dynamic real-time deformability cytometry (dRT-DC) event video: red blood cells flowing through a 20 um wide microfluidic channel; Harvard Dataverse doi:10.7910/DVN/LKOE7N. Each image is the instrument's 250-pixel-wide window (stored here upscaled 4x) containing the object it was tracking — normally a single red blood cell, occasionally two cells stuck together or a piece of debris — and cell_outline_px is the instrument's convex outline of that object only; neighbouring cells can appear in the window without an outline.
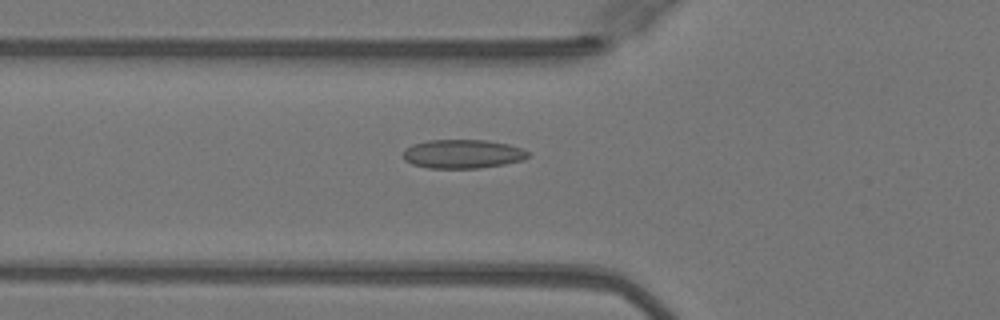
{"species": "Egyptian fruit bat (a non-hibernating species)", "species_latin": "Rousettus aegyptiacus", "temperature_condition": "warm", "stored_images_in_passage": 32, "camera_frame_rate_fps": 3000, "um_per_image_px": 0.085, "animal": {"sex": "female"}, "frame": {"image": 1, "passage_image": 8, "time_ms": 2.333, "image_size_px": [1000, 320], "cell_outline_px": [[528, 156], [524, 160], [504, 164], [480, 168], [428, 168], [412, 164], [404, 160], [404, 148], [412, 144], [428, 140], [484, 140], [508, 144], [520, 148], [528, 152]], "centroid_in_image_um": [39.29, 13.09], "position_along_channel_um": 86.5, "area_um2": 20.98}}
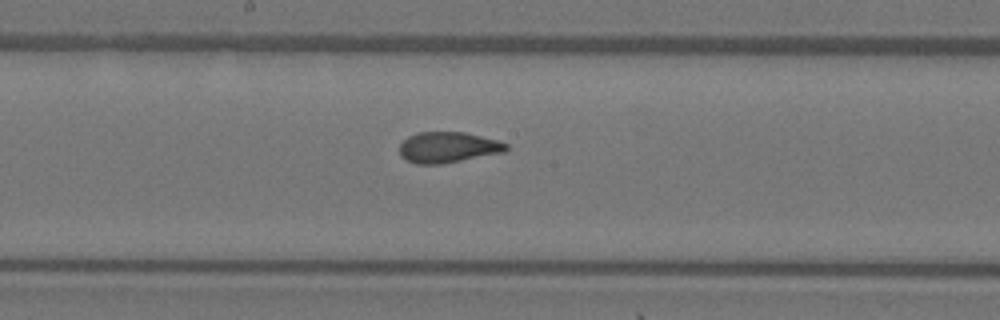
{"frame": {"image": 2, "passage_image": 17, "time_ms": 5.333, "image_size_px": [1000, 320], "cell_outline_px": [[508, 148], [504, 152], [440, 164], [416, 164], [400, 156], [400, 144], [408, 136], [416, 132], [464, 132], [496, 140], [508, 144]], "centroid_in_image_um": [38.05, 12.52], "position_along_channel_um": 210.2, "area_um2": 18.96}}
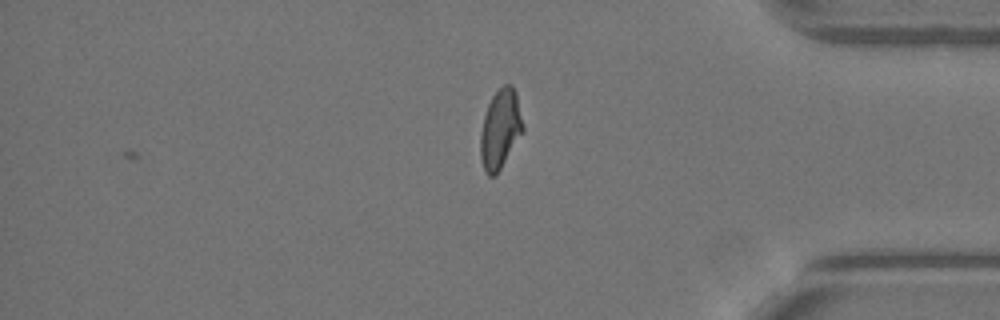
{"frame": {"image": 3, "passage_image": 32, "time_ms": 10.333, "image_size_px": [1000, 320], "cell_outline_px": [[524, 132], [496, 176], [488, 176], [484, 172], [480, 156], [480, 132], [484, 116], [488, 104], [492, 96], [504, 84], [512, 84], [516, 92], [524, 124]], "centroid_in_image_um": [42.53, 11.0], "position_along_channel_um": 392.7, "area_um2": 20.0}, "authors_computed_cell_mechanics": {"area_um2": 19.4786, "velocity_mm_per_s": 4.0872, "shape_relaxation_time_tau1_ms": 10.8428, "shape_relaxation_time_tau2_ms": 0.7899, "deformation_change_tau1": 0.2617, "deformation_change_tau2": 0.0567}}